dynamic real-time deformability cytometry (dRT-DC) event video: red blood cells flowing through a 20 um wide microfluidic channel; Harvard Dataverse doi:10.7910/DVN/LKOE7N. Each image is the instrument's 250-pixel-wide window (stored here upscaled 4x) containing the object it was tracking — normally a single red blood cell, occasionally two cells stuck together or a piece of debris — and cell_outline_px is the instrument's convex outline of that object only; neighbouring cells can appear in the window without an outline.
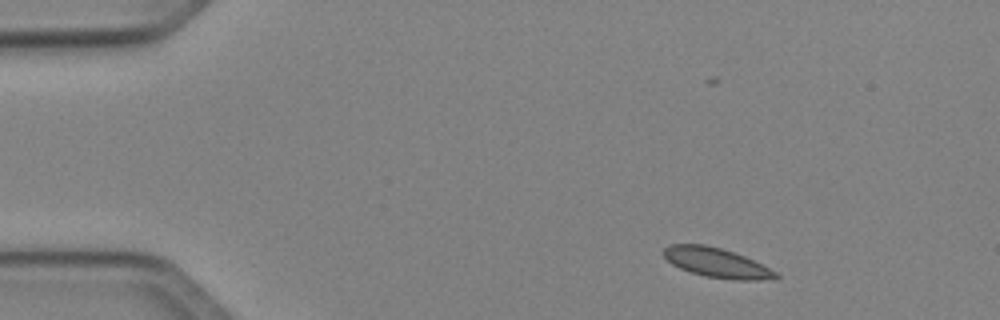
{"species": "Egyptian fruit bat (a non-hibernating species)", "species_latin": "Rousettus aegyptiacus", "temperature_condition": "cold", "stored_images_in_passage": 4, "camera_frame_rate_fps": 3000, "um_per_image_px": 0.085, "animal": {"sex": "female"}, "frame": {"image": 1, "passage_image": 1, "time_ms": 0.0, "image_size_px": [1000, 320], "cell_outline_px": [[780, 276], [776, 280], [732, 280], [704, 276], [680, 268], [672, 264], [664, 256], [664, 248], [668, 244], [704, 244], [720, 248], [744, 256], [780, 272]], "centroid_in_image_um": [60.99, 22.35], "position_along_channel_um": 24.0, "area_um2": 19.48}}
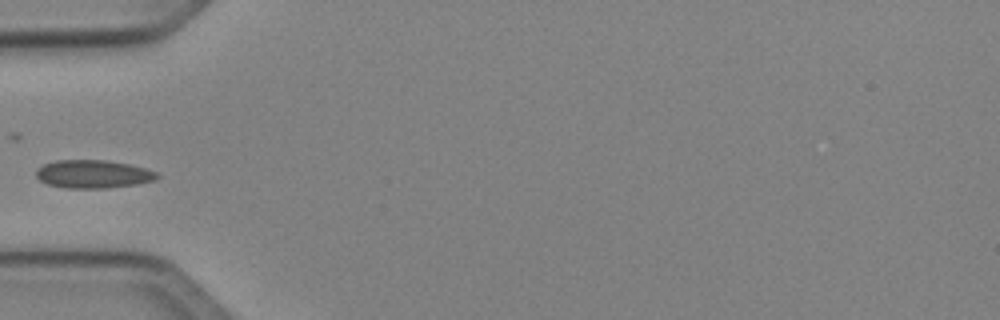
{"frame": {"image": 2, "passage_image": 4, "time_ms": 3.333, "image_size_px": [1000, 320], "cell_outline_px": [[160, 176], [156, 180], [136, 184], [108, 188], [64, 188], [48, 184], [40, 180], [36, 176], [36, 168], [44, 164], [56, 160], [104, 160], [128, 164], [160, 172]], "centroid_in_image_um": [7.93, 14.8], "position_along_channel_um": 77.1, "area_um2": 19.94}}